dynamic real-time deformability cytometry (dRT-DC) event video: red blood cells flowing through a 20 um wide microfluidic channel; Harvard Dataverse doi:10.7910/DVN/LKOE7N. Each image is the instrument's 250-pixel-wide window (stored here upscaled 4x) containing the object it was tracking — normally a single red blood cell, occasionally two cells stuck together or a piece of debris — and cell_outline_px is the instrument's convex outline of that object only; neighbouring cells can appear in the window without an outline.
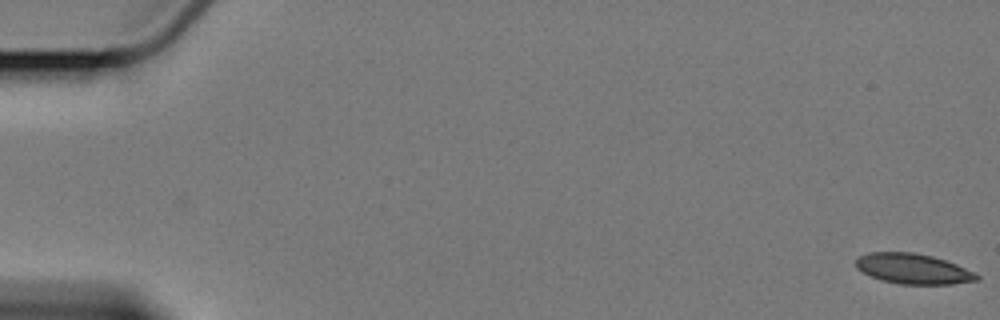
{"species": "Egyptian fruit bat (a non-hibernating species)", "species_latin": "Rousettus aegyptiacus", "temperature_condition": "cold", "stored_images_in_passage": 6, "camera_frame_rate_fps": 3000, "um_per_image_px": 0.085, "animal": {"sex": "female"}, "frame": {"image": 1, "passage_image": 1, "time_ms": 0.0, "image_size_px": [1000, 320], "cell_outline_px": [[980, 280], [952, 284], [900, 284], [880, 280], [856, 268], [856, 260], [860, 256], [868, 252], [916, 252], [932, 256], [956, 264], [976, 272], [980, 276]], "centroid_in_image_um": [77.65, 22.85], "position_along_channel_um": 7.4, "area_um2": 21.39}}